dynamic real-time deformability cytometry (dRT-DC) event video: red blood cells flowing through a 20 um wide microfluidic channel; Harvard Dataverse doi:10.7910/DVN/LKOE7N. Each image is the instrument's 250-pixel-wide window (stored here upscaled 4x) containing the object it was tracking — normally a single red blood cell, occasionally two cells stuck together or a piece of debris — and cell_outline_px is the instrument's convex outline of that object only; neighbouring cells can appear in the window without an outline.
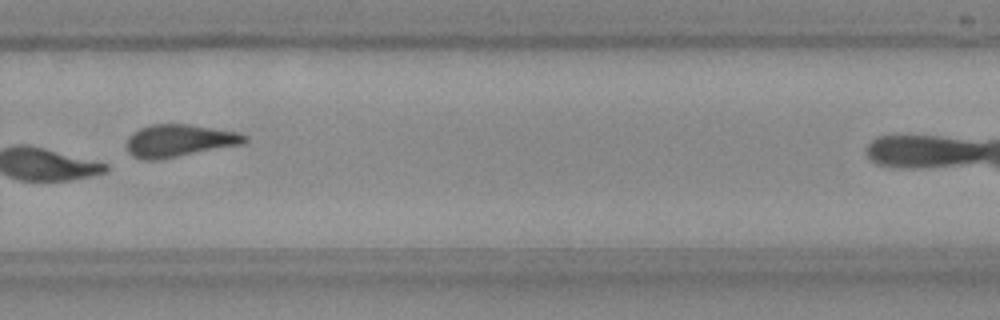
{"species": "Egyptian fruit bat (a non-hibernating species)", "species_latin": "Rousettus aegyptiacus", "temperature_condition": "room temperature", "stored_images_in_passage": 14, "camera_frame_rate_fps": 3000, "um_per_image_px": 0.085, "frame": {"image": 1, "passage_image": 10, "time_ms": 3.0, "image_size_px": [1000, 320], "cell_outline_px": [[248, 140], [244, 144], [160, 160], [144, 160], [132, 156], [128, 152], [128, 136], [132, 132], [140, 128], [152, 124], [188, 124], [240, 132], [248, 136]], "centroid_in_image_um": [15.27, 11.96], "position_along_channel_um": 314.5, "area_um2": 22.6}}